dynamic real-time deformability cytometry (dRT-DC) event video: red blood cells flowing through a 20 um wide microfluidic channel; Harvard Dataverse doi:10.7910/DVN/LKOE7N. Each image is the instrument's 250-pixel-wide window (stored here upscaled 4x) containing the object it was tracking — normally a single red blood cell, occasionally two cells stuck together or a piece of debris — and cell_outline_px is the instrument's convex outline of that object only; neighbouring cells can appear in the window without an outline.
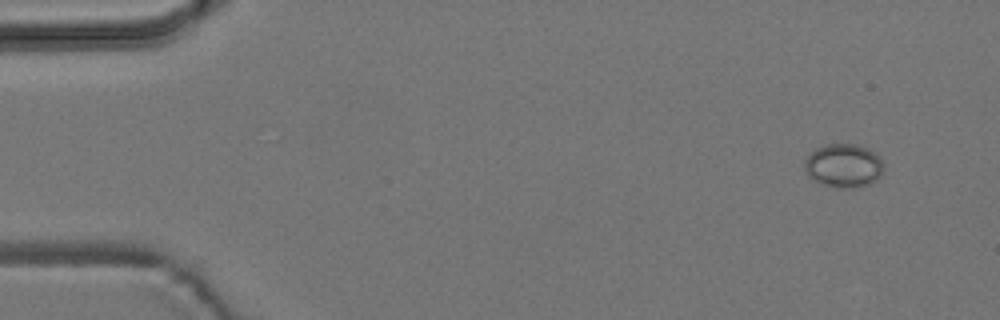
{"species": "common noctule bat (a hibernating species)", "species_latin": "Nyctalus noctula", "temperature_condition": "room temperature", "stored_images_in_passage": 5, "camera_frame_rate_fps": 3000, "um_per_image_px": 0.085, "animal": {"sex": "male", "body_mass_g": 19.2, "forearm_length_mm": 51.8}, "frame": {"image": 1, "passage_image": 5, "time_ms": 7.0, "image_size_px": [1000, 320], "cell_outline_px": [[884, 168], [880, 176], [876, 180], [860, 188], [836, 188], [812, 180], [808, 176], [804, 168], [804, 160], [816, 148], [828, 144], [856, 144], [868, 148], [880, 160]], "centroid_in_image_um": [71.68, 14.1], "position_along_channel_um": 13.3, "area_um2": 20.11}}